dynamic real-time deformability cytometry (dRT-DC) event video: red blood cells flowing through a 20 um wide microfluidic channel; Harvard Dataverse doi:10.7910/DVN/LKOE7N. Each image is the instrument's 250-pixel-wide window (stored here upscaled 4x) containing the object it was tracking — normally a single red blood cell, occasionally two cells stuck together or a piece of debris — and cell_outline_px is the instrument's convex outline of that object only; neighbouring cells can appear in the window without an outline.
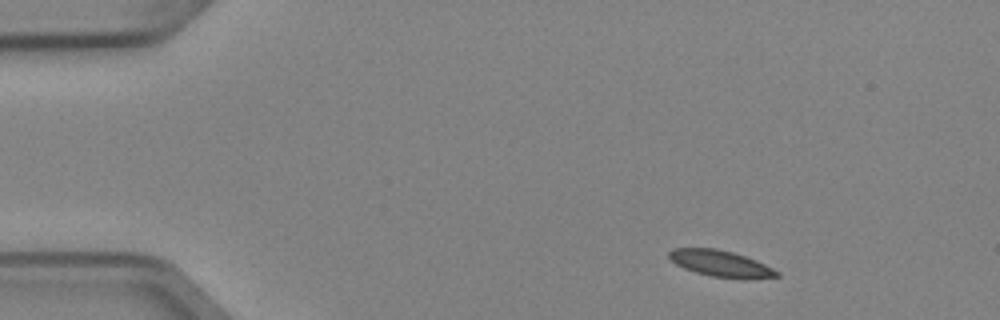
{"species": "Egyptian fruit bat (a non-hibernating species)", "species_latin": "Rousettus aegyptiacus", "temperature_condition": "cold", "stored_images_in_passage": 4, "camera_frame_rate_fps": 3000, "um_per_image_px": 0.085, "animal": {"sex": "female"}, "frame": {"image": 1, "passage_image": 1, "time_ms": 0.0, "image_size_px": [1000, 320], "cell_outline_px": [[780, 276], [712, 276], [696, 272], [684, 268], [676, 264], [668, 256], [668, 252], [672, 248], [716, 248], [732, 252], [756, 260], [780, 272]], "centroid_in_image_um": [61.15, 22.34], "position_along_channel_um": 23.9, "area_um2": 15.61}}
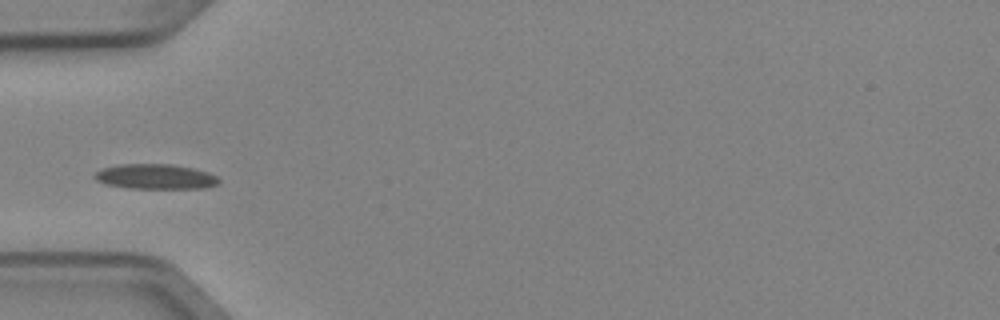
{"frame": {"image": 2, "passage_image": 4, "time_ms": 1.0, "image_size_px": [1000, 320], "cell_outline_px": [[220, 184], [204, 188], [128, 188], [104, 184], [96, 180], [92, 176], [100, 168], [120, 164], [168, 164], [192, 168], [208, 172], [216, 176], [220, 180]], "centroid_in_image_um": [13.18, 15.01], "position_along_channel_um": 71.8, "area_um2": 18.21}}